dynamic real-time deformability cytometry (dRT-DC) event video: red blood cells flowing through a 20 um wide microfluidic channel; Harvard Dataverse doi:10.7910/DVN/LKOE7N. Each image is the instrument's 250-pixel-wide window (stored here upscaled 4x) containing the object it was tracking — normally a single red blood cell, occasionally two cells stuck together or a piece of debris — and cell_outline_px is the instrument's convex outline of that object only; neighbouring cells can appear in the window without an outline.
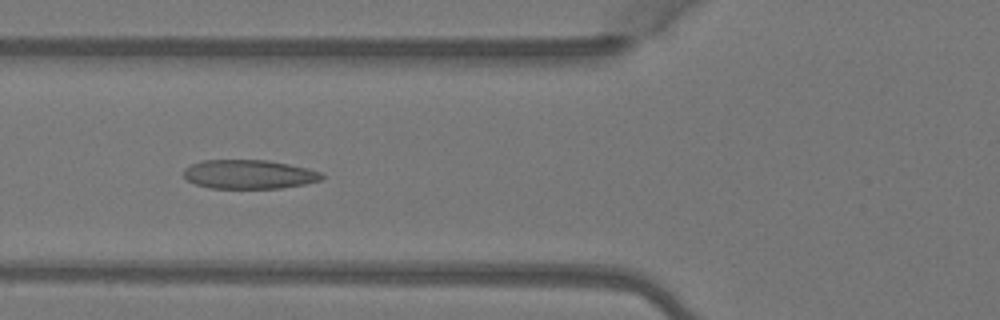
{"species": "Egyptian fruit bat (a non-hibernating species)", "species_latin": "Rousettus aegyptiacus", "temperature_condition": "warm", "stored_images_in_passage": 7, "camera_frame_rate_fps": 3000, "um_per_image_px": 0.085, "animal": {"sex": "female"}, "frame": {"image": 1, "passage_image": 5, "time_ms": 1.333, "image_size_px": [1000, 320], "cell_outline_px": [[324, 176], [320, 180], [304, 184], [280, 188], [208, 188], [196, 184], [188, 180], [184, 176], [184, 168], [192, 164], [204, 160], [268, 160], [308, 168], [324, 172]], "centroid_in_image_um": [21.19, 14.81], "position_along_channel_um": 104.6, "area_um2": 23.35}}
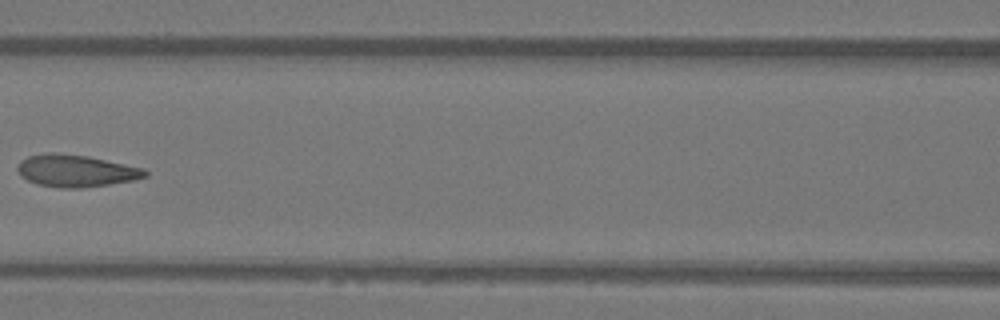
{"frame": {"image": 2, "passage_image": 6, "time_ms": 1.667, "image_size_px": [1000, 320], "cell_outline_px": [[148, 176], [132, 180], [108, 184], [80, 188], [60, 188], [36, 184], [20, 176], [16, 168], [20, 160], [28, 156], [48, 152], [52, 152], [88, 156], [144, 168], [148, 172]], "centroid_in_image_um": [6.42, 14.51], "position_along_channel_um": 160.2, "area_um2": 23.93}}
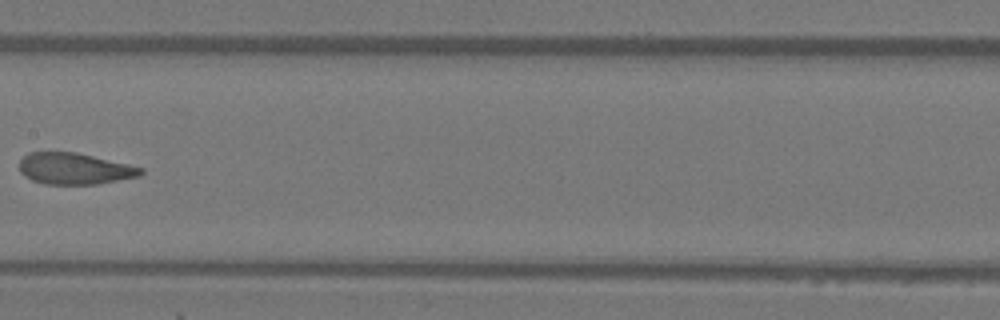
{"frame": {"image": 3, "passage_image": 7, "time_ms": 2.0, "image_size_px": [1000, 320], "cell_outline_px": [[144, 172], [140, 176], [96, 184], [44, 184], [32, 180], [24, 176], [20, 172], [20, 160], [28, 152], [76, 152], [128, 164], [144, 168]], "centroid_in_image_um": [6.33, 14.33], "position_along_channel_um": 201.1, "area_um2": 22.2}}